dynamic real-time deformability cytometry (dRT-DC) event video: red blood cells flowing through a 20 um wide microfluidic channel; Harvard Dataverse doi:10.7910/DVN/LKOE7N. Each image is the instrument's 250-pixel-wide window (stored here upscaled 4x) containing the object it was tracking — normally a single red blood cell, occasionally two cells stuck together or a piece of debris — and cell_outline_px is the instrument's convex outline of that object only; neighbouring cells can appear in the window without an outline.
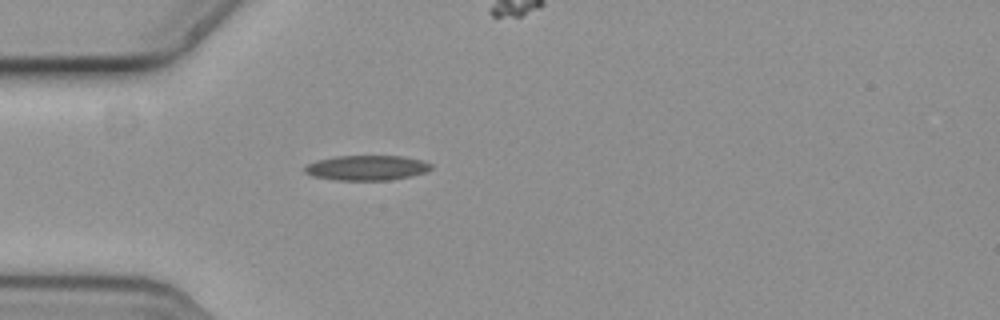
{"species": "common noctule bat (a hibernating species)", "species_latin": "Nyctalus noctula", "temperature_condition": "cold", "stored_images_in_passage": 9, "camera_frame_rate_fps": 3000, "um_per_image_px": 0.085, "animal": {"sex": "female", "body_mass_g": 19.3, "forearm_length_mm": 54.1}, "frame": {"image": 1, "passage_image": 1, "time_ms": 0.0, "image_size_px": [1000, 320], "cell_outline_px": [[432, 168], [424, 172], [408, 176], [384, 180], [336, 180], [312, 176], [304, 172], [304, 164], [316, 160], [336, 156], [404, 156], [424, 160], [432, 164]], "centroid_in_image_um": [31.12, 14.25], "position_along_channel_um": 53.9, "area_um2": 18.44}}
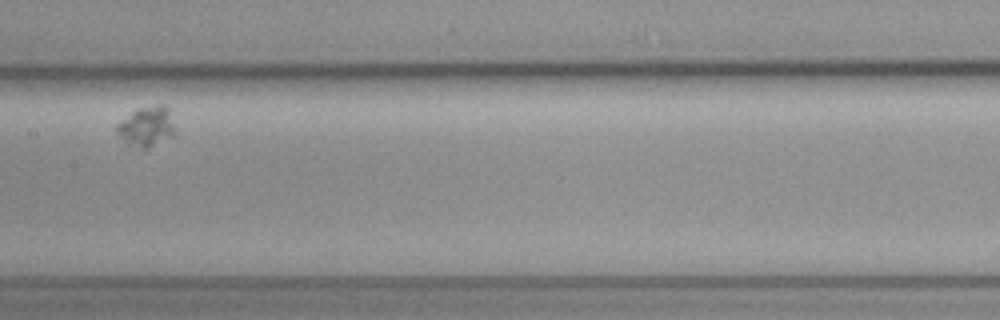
{"frame": {"image": 2, "passage_image": 6, "time_ms": 1.667, "image_size_px": [1000, 320], "cell_outline_px": [[176, 136], [148, 148], [144, 148], [128, 140], [116, 132], [116, 124], [136, 108], [160, 104], [164, 104], [168, 108], [176, 132]], "centroid_in_image_um": [12.53, 10.7], "position_along_channel_um": 194.9, "area_um2": 13.29}}
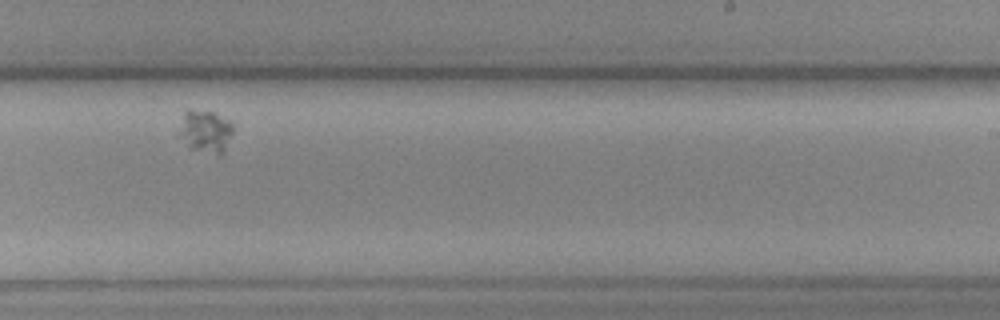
{"frame": {"image": 3, "passage_image": 8, "time_ms": 2.333, "image_size_px": [1000, 320], "cell_outline_px": [[236, 128], [224, 152], [220, 156], [188, 148], [176, 136], [184, 112], [188, 108], [216, 112], [228, 120]], "centroid_in_image_um": [17.45, 11.17], "position_along_channel_um": 271.5, "area_um2": 14.22}}